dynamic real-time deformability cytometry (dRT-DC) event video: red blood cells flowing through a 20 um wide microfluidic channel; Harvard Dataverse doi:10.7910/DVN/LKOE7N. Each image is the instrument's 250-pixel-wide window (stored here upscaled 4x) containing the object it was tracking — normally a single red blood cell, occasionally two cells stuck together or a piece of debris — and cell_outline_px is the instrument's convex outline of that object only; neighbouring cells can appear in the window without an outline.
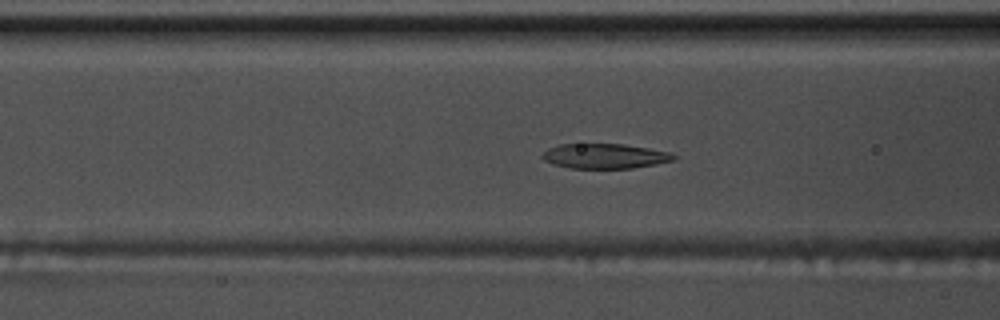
{"species": "common noctule bat (a hibernating species)", "species_latin": "Nyctalus noctula", "temperature_condition": "warm", "stored_images_in_passage": 39, "camera_frame_rate_fps": 3000, "um_per_image_px": 0.085, "animal": {"sex": "male", "body_mass_g": 17.5, "forearm_length_mm": 52.3}, "frame": {"image": 1, "passage_image": 5, "time_ms": 1.333, "image_size_px": [1000, 320], "cell_outline_px": [[680, 156], [676, 160], [656, 164], [632, 168], [568, 168], [544, 160], [540, 156], [548, 148], [560, 144], [624, 144], [672, 152]], "centroid_in_image_um": [51.48, 13.26], "position_along_channel_um": 115.1, "area_um2": 19.19}}
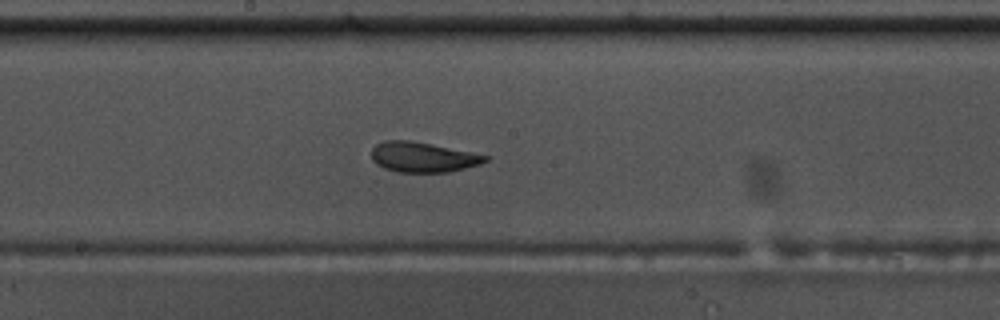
{"frame": {"image": 2, "passage_image": 13, "time_ms": 4.0, "image_size_px": [1000, 320], "cell_outline_px": [[488, 160], [480, 164], [448, 172], [396, 172], [384, 168], [376, 164], [372, 160], [372, 148], [376, 144], [384, 140], [408, 140], [432, 144], [472, 152], [488, 156]], "centroid_in_image_um": [35.91, 13.35], "position_along_channel_um": 212.3, "area_um2": 19.94}}
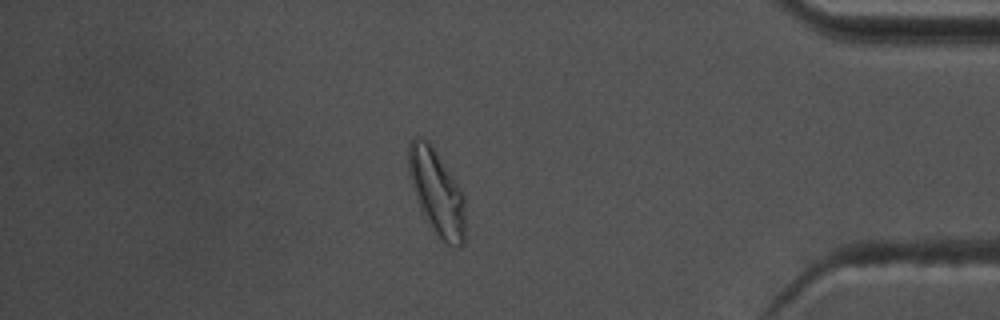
{"frame": {"image": 3, "passage_image": 31, "time_ms": 10.0, "image_size_px": [1000, 320], "cell_outline_px": [[464, 244], [460, 248], [456, 248], [448, 244], [432, 228], [420, 212], [408, 172], [408, 144], [412, 136], [416, 136], [428, 140], [432, 144], [460, 188], [464, 196]], "centroid_in_image_um": [37.1, 16.3], "position_along_channel_um": 398.1, "area_um2": 28.32}, "authors_computed_cell_mechanics": {"area_um2": 20.23, "velocity_mm_per_s": 3.6541, "shape_relaxation_time_tau1_ms": 3.7076, "shape_relaxation_time_tau2_ms": 1.8996, "deformation_change_tau1": 0.1566, "deformation_change_tau2": 0.081}}